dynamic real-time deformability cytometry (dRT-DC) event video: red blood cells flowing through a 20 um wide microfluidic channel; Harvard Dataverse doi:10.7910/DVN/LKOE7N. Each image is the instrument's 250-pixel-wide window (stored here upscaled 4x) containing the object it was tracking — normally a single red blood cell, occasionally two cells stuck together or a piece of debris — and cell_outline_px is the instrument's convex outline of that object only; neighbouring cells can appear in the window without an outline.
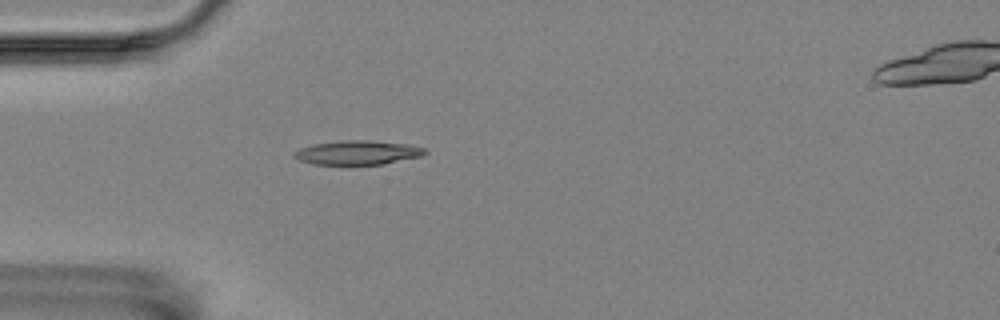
{"species": "Egyptian fruit bat (a non-hibernating species)", "species_latin": "Rousettus aegyptiacus", "temperature_condition": "room temperature", "stored_images_in_passage": 40, "camera_frame_rate_fps": 3000, "um_per_image_px": 0.085, "animal": {"sex": "female"}, "frame": {"image": 1, "passage_image": 4, "time_ms": 1.0, "image_size_px": [1000, 320], "cell_outline_px": [[428, 152], [420, 156], [384, 164], [316, 164], [300, 160], [292, 156], [292, 152], [300, 148], [312, 144], [348, 140], [368, 140], [408, 144], [424, 148]], "centroid_in_image_um": [30.38, 12.96], "position_along_channel_um": 54.6, "area_um2": 18.21}}
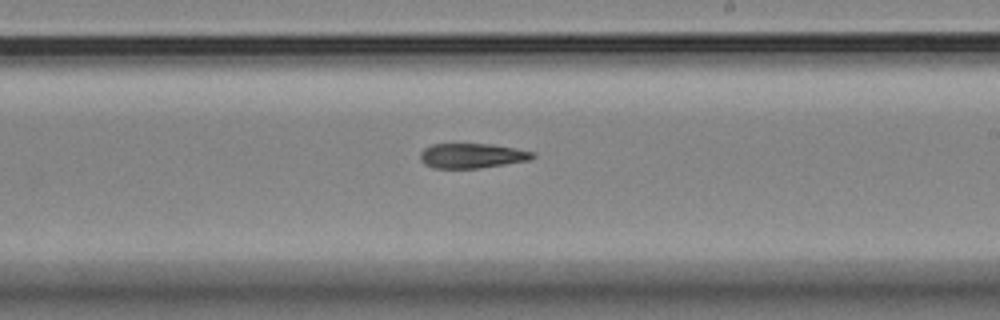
{"frame": {"image": 2, "passage_image": 21, "time_ms": 6.667, "image_size_px": [1000, 320], "cell_outline_px": [[536, 156], [532, 160], [480, 168], [432, 168], [424, 164], [420, 160], [420, 152], [424, 148], [432, 144], [492, 144], [516, 148], [536, 152]], "centroid_in_image_um": [40.15, 13.24], "position_along_channel_um": 248.8, "area_um2": 16.53}}
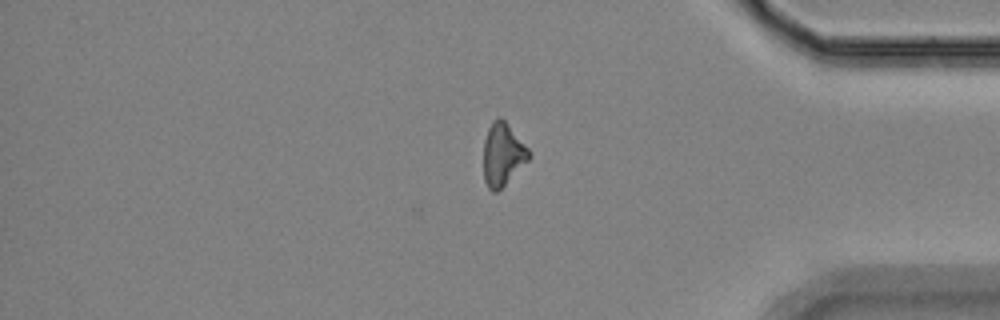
{"frame": {"image": 3, "passage_image": 35, "time_ms": 11.333, "image_size_px": [1000, 320], "cell_outline_px": [[528, 160], [496, 192], [492, 192], [488, 188], [484, 180], [484, 140], [488, 128], [492, 120], [496, 116], [500, 116], [504, 120], [528, 148]], "centroid_in_image_um": [42.68, 13.09], "position_along_channel_um": 392.5, "area_um2": 16.18}}